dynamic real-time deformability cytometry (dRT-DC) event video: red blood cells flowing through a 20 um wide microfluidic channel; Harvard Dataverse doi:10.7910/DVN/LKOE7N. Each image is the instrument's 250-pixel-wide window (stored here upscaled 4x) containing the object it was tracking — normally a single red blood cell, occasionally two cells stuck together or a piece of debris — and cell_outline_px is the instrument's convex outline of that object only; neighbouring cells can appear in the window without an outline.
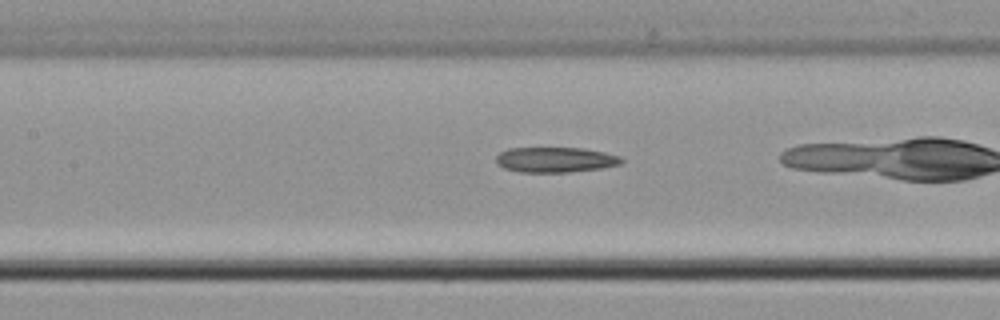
{"species": "common noctule bat (a hibernating species)", "species_latin": "Nyctalus noctula", "temperature_condition": "cold", "stored_images_in_passage": 39, "camera_frame_rate_fps": 3000, "um_per_image_px": 0.085, "animal": {"sex": "male", "body_mass_g": 21.5, "forearm_length_mm": 52.0}, "frame": {"image": 1, "passage_image": 22, "time_ms": 7.0, "image_size_px": [1000, 320], "cell_outline_px": [[624, 160], [620, 164], [600, 168], [568, 172], [520, 172], [504, 168], [496, 164], [496, 156], [500, 152], [508, 148], [584, 148], [604, 152], [620, 156]], "centroid_in_image_um": [47.18, 13.57], "position_along_channel_um": 160.2, "area_um2": 18.44}}
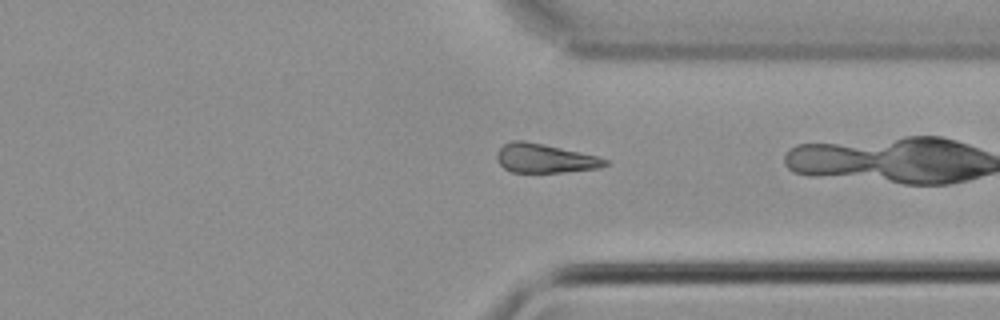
{"frame": {"image": 2, "passage_image": 38, "time_ms": 12.333, "image_size_px": [1000, 320], "cell_outline_px": [[608, 164], [600, 168], [564, 172], [512, 172], [504, 168], [500, 164], [496, 156], [500, 148], [504, 144], [512, 140], [524, 140], [544, 144], [596, 156], [608, 160]], "centroid_in_image_um": [46.3, 13.46], "position_along_channel_um": 365.1, "area_um2": 18.15}}